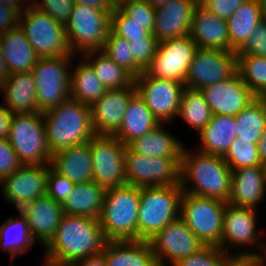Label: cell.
<instances>
[{"label":"cell","mask_w":266,"mask_h":266,"mask_svg":"<svg viewBox=\"0 0 266 266\" xmlns=\"http://www.w3.org/2000/svg\"><path fill=\"white\" fill-rule=\"evenodd\" d=\"M204 0H196L198 4H201Z\"/></svg>","instance_id":"03108f58"},{"label":"cell","mask_w":266,"mask_h":266,"mask_svg":"<svg viewBox=\"0 0 266 266\" xmlns=\"http://www.w3.org/2000/svg\"><path fill=\"white\" fill-rule=\"evenodd\" d=\"M192 181V182H191ZM193 184L187 186L188 183ZM232 170L224 157L197 150L195 154L184 145L180 160V186L184 193L227 203L231 193Z\"/></svg>","instance_id":"7a4b0ae2"},{"label":"cell","mask_w":266,"mask_h":266,"mask_svg":"<svg viewBox=\"0 0 266 266\" xmlns=\"http://www.w3.org/2000/svg\"><path fill=\"white\" fill-rule=\"evenodd\" d=\"M198 136L200 152L224 157L237 137L235 117L212 115Z\"/></svg>","instance_id":"f1b7e54d"},{"label":"cell","mask_w":266,"mask_h":266,"mask_svg":"<svg viewBox=\"0 0 266 266\" xmlns=\"http://www.w3.org/2000/svg\"><path fill=\"white\" fill-rule=\"evenodd\" d=\"M20 12L0 3V35L19 26Z\"/></svg>","instance_id":"f5cc1de1"},{"label":"cell","mask_w":266,"mask_h":266,"mask_svg":"<svg viewBox=\"0 0 266 266\" xmlns=\"http://www.w3.org/2000/svg\"><path fill=\"white\" fill-rule=\"evenodd\" d=\"M107 266H158L149 241H109L105 249Z\"/></svg>","instance_id":"f546056e"},{"label":"cell","mask_w":266,"mask_h":266,"mask_svg":"<svg viewBox=\"0 0 266 266\" xmlns=\"http://www.w3.org/2000/svg\"><path fill=\"white\" fill-rule=\"evenodd\" d=\"M237 72L255 96L266 91V57L237 55Z\"/></svg>","instance_id":"f35d334b"},{"label":"cell","mask_w":266,"mask_h":266,"mask_svg":"<svg viewBox=\"0 0 266 266\" xmlns=\"http://www.w3.org/2000/svg\"><path fill=\"white\" fill-rule=\"evenodd\" d=\"M49 165L22 164L0 181L3 197L18 211L24 205L47 195Z\"/></svg>","instance_id":"e0dca14e"},{"label":"cell","mask_w":266,"mask_h":266,"mask_svg":"<svg viewBox=\"0 0 266 266\" xmlns=\"http://www.w3.org/2000/svg\"><path fill=\"white\" fill-rule=\"evenodd\" d=\"M13 114L6 106H0V139H8Z\"/></svg>","instance_id":"db71d44e"},{"label":"cell","mask_w":266,"mask_h":266,"mask_svg":"<svg viewBox=\"0 0 266 266\" xmlns=\"http://www.w3.org/2000/svg\"><path fill=\"white\" fill-rule=\"evenodd\" d=\"M257 209L250 207H238L226 204L224 211L223 233L221 248L229 254L232 247L255 246L260 248L261 255H266V245L260 242L257 236L256 212ZM229 243V244H228ZM227 244V245H226ZM252 244V245H251ZM234 245V246H231Z\"/></svg>","instance_id":"ac0fdd59"},{"label":"cell","mask_w":266,"mask_h":266,"mask_svg":"<svg viewBox=\"0 0 266 266\" xmlns=\"http://www.w3.org/2000/svg\"><path fill=\"white\" fill-rule=\"evenodd\" d=\"M189 35L198 48L229 51L227 20L219 18L202 4L195 7Z\"/></svg>","instance_id":"cb8c5ba5"},{"label":"cell","mask_w":266,"mask_h":266,"mask_svg":"<svg viewBox=\"0 0 266 266\" xmlns=\"http://www.w3.org/2000/svg\"><path fill=\"white\" fill-rule=\"evenodd\" d=\"M51 167L75 185L92 182L93 164L89 141L54 152Z\"/></svg>","instance_id":"d4e9b609"},{"label":"cell","mask_w":266,"mask_h":266,"mask_svg":"<svg viewBox=\"0 0 266 266\" xmlns=\"http://www.w3.org/2000/svg\"><path fill=\"white\" fill-rule=\"evenodd\" d=\"M158 266H170L199 252L205 245L179 217L167 224L149 240Z\"/></svg>","instance_id":"9a60e30c"},{"label":"cell","mask_w":266,"mask_h":266,"mask_svg":"<svg viewBox=\"0 0 266 266\" xmlns=\"http://www.w3.org/2000/svg\"><path fill=\"white\" fill-rule=\"evenodd\" d=\"M8 142L21 164L49 165L52 153L46 140L43 113H14Z\"/></svg>","instance_id":"8992f818"},{"label":"cell","mask_w":266,"mask_h":266,"mask_svg":"<svg viewBox=\"0 0 266 266\" xmlns=\"http://www.w3.org/2000/svg\"><path fill=\"white\" fill-rule=\"evenodd\" d=\"M164 125L161 123L144 136L130 142L127 147L147 157L181 158L183 143L164 129Z\"/></svg>","instance_id":"4dcf8cb0"},{"label":"cell","mask_w":266,"mask_h":266,"mask_svg":"<svg viewBox=\"0 0 266 266\" xmlns=\"http://www.w3.org/2000/svg\"><path fill=\"white\" fill-rule=\"evenodd\" d=\"M247 0H204L201 4L219 18L227 20Z\"/></svg>","instance_id":"f907efd6"},{"label":"cell","mask_w":266,"mask_h":266,"mask_svg":"<svg viewBox=\"0 0 266 266\" xmlns=\"http://www.w3.org/2000/svg\"><path fill=\"white\" fill-rule=\"evenodd\" d=\"M180 160L147 157L126 147V184L140 188L180 184Z\"/></svg>","instance_id":"8fae6325"},{"label":"cell","mask_w":266,"mask_h":266,"mask_svg":"<svg viewBox=\"0 0 266 266\" xmlns=\"http://www.w3.org/2000/svg\"><path fill=\"white\" fill-rule=\"evenodd\" d=\"M32 5L63 25L69 21L74 0H32Z\"/></svg>","instance_id":"f6af8a7d"},{"label":"cell","mask_w":266,"mask_h":266,"mask_svg":"<svg viewBox=\"0 0 266 266\" xmlns=\"http://www.w3.org/2000/svg\"><path fill=\"white\" fill-rule=\"evenodd\" d=\"M235 117L237 139L257 144L266 128V112L261 103L255 99Z\"/></svg>","instance_id":"8d00e7d4"},{"label":"cell","mask_w":266,"mask_h":266,"mask_svg":"<svg viewBox=\"0 0 266 266\" xmlns=\"http://www.w3.org/2000/svg\"><path fill=\"white\" fill-rule=\"evenodd\" d=\"M81 57L93 68L95 75L108 90L123 89L134 85L135 77L125 68L117 65L102 50L88 51Z\"/></svg>","instance_id":"836d02e7"},{"label":"cell","mask_w":266,"mask_h":266,"mask_svg":"<svg viewBox=\"0 0 266 266\" xmlns=\"http://www.w3.org/2000/svg\"><path fill=\"white\" fill-rule=\"evenodd\" d=\"M257 149L261 163L266 165V128L262 134L261 140L257 143Z\"/></svg>","instance_id":"680465c9"},{"label":"cell","mask_w":266,"mask_h":266,"mask_svg":"<svg viewBox=\"0 0 266 266\" xmlns=\"http://www.w3.org/2000/svg\"><path fill=\"white\" fill-rule=\"evenodd\" d=\"M71 266H107L105 260V250L103 252L85 257L79 261H76Z\"/></svg>","instance_id":"11a10c76"},{"label":"cell","mask_w":266,"mask_h":266,"mask_svg":"<svg viewBox=\"0 0 266 266\" xmlns=\"http://www.w3.org/2000/svg\"><path fill=\"white\" fill-rule=\"evenodd\" d=\"M236 72L235 51L199 48L188 67L185 87L202 90L209 85L227 80Z\"/></svg>","instance_id":"2e32d148"},{"label":"cell","mask_w":266,"mask_h":266,"mask_svg":"<svg viewBox=\"0 0 266 266\" xmlns=\"http://www.w3.org/2000/svg\"><path fill=\"white\" fill-rule=\"evenodd\" d=\"M128 0H107V2L113 7V8H119L123 3L127 2Z\"/></svg>","instance_id":"be15d7a7"},{"label":"cell","mask_w":266,"mask_h":266,"mask_svg":"<svg viewBox=\"0 0 266 266\" xmlns=\"http://www.w3.org/2000/svg\"><path fill=\"white\" fill-rule=\"evenodd\" d=\"M129 45L135 64L144 71L155 55L158 46L156 37L133 40Z\"/></svg>","instance_id":"bcb514c9"},{"label":"cell","mask_w":266,"mask_h":266,"mask_svg":"<svg viewBox=\"0 0 266 266\" xmlns=\"http://www.w3.org/2000/svg\"><path fill=\"white\" fill-rule=\"evenodd\" d=\"M21 165L8 139H0V181L11 175Z\"/></svg>","instance_id":"681fc988"},{"label":"cell","mask_w":266,"mask_h":266,"mask_svg":"<svg viewBox=\"0 0 266 266\" xmlns=\"http://www.w3.org/2000/svg\"><path fill=\"white\" fill-rule=\"evenodd\" d=\"M237 55L251 54L266 57V20L263 19L249 36L248 40L236 52Z\"/></svg>","instance_id":"c3c4849f"},{"label":"cell","mask_w":266,"mask_h":266,"mask_svg":"<svg viewBox=\"0 0 266 266\" xmlns=\"http://www.w3.org/2000/svg\"><path fill=\"white\" fill-rule=\"evenodd\" d=\"M26 219L34 241L45 247L53 238L64 215L61 203L45 195L18 210Z\"/></svg>","instance_id":"44dd1931"},{"label":"cell","mask_w":266,"mask_h":266,"mask_svg":"<svg viewBox=\"0 0 266 266\" xmlns=\"http://www.w3.org/2000/svg\"><path fill=\"white\" fill-rule=\"evenodd\" d=\"M0 41L9 74L30 72L40 58L19 26L1 34Z\"/></svg>","instance_id":"4316f807"},{"label":"cell","mask_w":266,"mask_h":266,"mask_svg":"<svg viewBox=\"0 0 266 266\" xmlns=\"http://www.w3.org/2000/svg\"><path fill=\"white\" fill-rule=\"evenodd\" d=\"M74 183L67 177L57 173L49 164L47 195L59 203H63L72 193Z\"/></svg>","instance_id":"7dc6e473"},{"label":"cell","mask_w":266,"mask_h":266,"mask_svg":"<svg viewBox=\"0 0 266 266\" xmlns=\"http://www.w3.org/2000/svg\"><path fill=\"white\" fill-rule=\"evenodd\" d=\"M0 93L4 96V106L13 113H36V85L31 72L10 74L0 84Z\"/></svg>","instance_id":"484cf974"},{"label":"cell","mask_w":266,"mask_h":266,"mask_svg":"<svg viewBox=\"0 0 266 266\" xmlns=\"http://www.w3.org/2000/svg\"><path fill=\"white\" fill-rule=\"evenodd\" d=\"M266 196L265 166L232 170L231 193L228 204L257 209Z\"/></svg>","instance_id":"603a6c76"},{"label":"cell","mask_w":266,"mask_h":266,"mask_svg":"<svg viewBox=\"0 0 266 266\" xmlns=\"http://www.w3.org/2000/svg\"><path fill=\"white\" fill-rule=\"evenodd\" d=\"M9 75H10L9 71L7 69L5 59L1 51V41H0V84L5 80H7Z\"/></svg>","instance_id":"91938a15"},{"label":"cell","mask_w":266,"mask_h":266,"mask_svg":"<svg viewBox=\"0 0 266 266\" xmlns=\"http://www.w3.org/2000/svg\"><path fill=\"white\" fill-rule=\"evenodd\" d=\"M178 116L193 127L197 134L210 122L212 113L201 90L185 87Z\"/></svg>","instance_id":"74e56055"},{"label":"cell","mask_w":266,"mask_h":266,"mask_svg":"<svg viewBox=\"0 0 266 266\" xmlns=\"http://www.w3.org/2000/svg\"><path fill=\"white\" fill-rule=\"evenodd\" d=\"M46 140L50 152L88 142L96 135L91 106L69 98L43 113Z\"/></svg>","instance_id":"3957f363"},{"label":"cell","mask_w":266,"mask_h":266,"mask_svg":"<svg viewBox=\"0 0 266 266\" xmlns=\"http://www.w3.org/2000/svg\"><path fill=\"white\" fill-rule=\"evenodd\" d=\"M263 18L266 20V0H259Z\"/></svg>","instance_id":"e7e4bbea"},{"label":"cell","mask_w":266,"mask_h":266,"mask_svg":"<svg viewBox=\"0 0 266 266\" xmlns=\"http://www.w3.org/2000/svg\"><path fill=\"white\" fill-rule=\"evenodd\" d=\"M79 63L75 70L72 69L73 73L70 72V95L72 99L91 106L108 89L84 59Z\"/></svg>","instance_id":"e575fe53"},{"label":"cell","mask_w":266,"mask_h":266,"mask_svg":"<svg viewBox=\"0 0 266 266\" xmlns=\"http://www.w3.org/2000/svg\"><path fill=\"white\" fill-rule=\"evenodd\" d=\"M140 187L122 185L105 189L100 226L109 241L138 240Z\"/></svg>","instance_id":"277c9868"},{"label":"cell","mask_w":266,"mask_h":266,"mask_svg":"<svg viewBox=\"0 0 266 266\" xmlns=\"http://www.w3.org/2000/svg\"><path fill=\"white\" fill-rule=\"evenodd\" d=\"M25 1L26 0H0V3L4 4L5 6H9L11 8H14V9L18 10L20 13H23L27 9V7H29L32 4V3H28V5H26ZM24 4H25L26 8H25Z\"/></svg>","instance_id":"6f0895ef"},{"label":"cell","mask_w":266,"mask_h":266,"mask_svg":"<svg viewBox=\"0 0 266 266\" xmlns=\"http://www.w3.org/2000/svg\"><path fill=\"white\" fill-rule=\"evenodd\" d=\"M129 46V42L124 37L116 35L110 30L102 51L117 65L125 68L134 77H137L143 71L135 64Z\"/></svg>","instance_id":"ab89813d"},{"label":"cell","mask_w":266,"mask_h":266,"mask_svg":"<svg viewBox=\"0 0 266 266\" xmlns=\"http://www.w3.org/2000/svg\"><path fill=\"white\" fill-rule=\"evenodd\" d=\"M196 0H171L155 8L153 35L157 41L190 34Z\"/></svg>","instance_id":"7402d4cb"},{"label":"cell","mask_w":266,"mask_h":266,"mask_svg":"<svg viewBox=\"0 0 266 266\" xmlns=\"http://www.w3.org/2000/svg\"><path fill=\"white\" fill-rule=\"evenodd\" d=\"M135 93V85L107 90L91 105L92 125L96 135L114 136L119 131L126 108Z\"/></svg>","instance_id":"ffe728a7"},{"label":"cell","mask_w":266,"mask_h":266,"mask_svg":"<svg viewBox=\"0 0 266 266\" xmlns=\"http://www.w3.org/2000/svg\"><path fill=\"white\" fill-rule=\"evenodd\" d=\"M19 27L40 58L74 55L68 42L65 25L32 4L20 13Z\"/></svg>","instance_id":"ba28073f"},{"label":"cell","mask_w":266,"mask_h":266,"mask_svg":"<svg viewBox=\"0 0 266 266\" xmlns=\"http://www.w3.org/2000/svg\"><path fill=\"white\" fill-rule=\"evenodd\" d=\"M226 202L184 193L180 218L205 246L221 247Z\"/></svg>","instance_id":"9c48e42d"},{"label":"cell","mask_w":266,"mask_h":266,"mask_svg":"<svg viewBox=\"0 0 266 266\" xmlns=\"http://www.w3.org/2000/svg\"><path fill=\"white\" fill-rule=\"evenodd\" d=\"M224 160L231 170L244 167L264 166L259 158L257 144L247 143L237 138L225 154Z\"/></svg>","instance_id":"60d3db41"},{"label":"cell","mask_w":266,"mask_h":266,"mask_svg":"<svg viewBox=\"0 0 266 266\" xmlns=\"http://www.w3.org/2000/svg\"><path fill=\"white\" fill-rule=\"evenodd\" d=\"M105 189L96 182L74 185L70 196L61 203L64 214L98 219Z\"/></svg>","instance_id":"1f68e13d"},{"label":"cell","mask_w":266,"mask_h":266,"mask_svg":"<svg viewBox=\"0 0 266 266\" xmlns=\"http://www.w3.org/2000/svg\"><path fill=\"white\" fill-rule=\"evenodd\" d=\"M75 3L92 6L97 9H114L107 0H74Z\"/></svg>","instance_id":"9f6ffc18"},{"label":"cell","mask_w":266,"mask_h":266,"mask_svg":"<svg viewBox=\"0 0 266 266\" xmlns=\"http://www.w3.org/2000/svg\"><path fill=\"white\" fill-rule=\"evenodd\" d=\"M119 9L131 19L132 22L145 25V30L153 34L155 25V8L146 0H128L123 3Z\"/></svg>","instance_id":"7bdbcfd3"},{"label":"cell","mask_w":266,"mask_h":266,"mask_svg":"<svg viewBox=\"0 0 266 266\" xmlns=\"http://www.w3.org/2000/svg\"><path fill=\"white\" fill-rule=\"evenodd\" d=\"M161 123L136 92L130 99L119 131L114 135L126 146Z\"/></svg>","instance_id":"83f0119b"},{"label":"cell","mask_w":266,"mask_h":266,"mask_svg":"<svg viewBox=\"0 0 266 266\" xmlns=\"http://www.w3.org/2000/svg\"><path fill=\"white\" fill-rule=\"evenodd\" d=\"M256 99L261 103L266 112V91L261 92L258 96H256Z\"/></svg>","instance_id":"6125c7cd"},{"label":"cell","mask_w":266,"mask_h":266,"mask_svg":"<svg viewBox=\"0 0 266 266\" xmlns=\"http://www.w3.org/2000/svg\"><path fill=\"white\" fill-rule=\"evenodd\" d=\"M93 181L104 189L126 184L125 151L126 145L117 137L110 135H94L89 140Z\"/></svg>","instance_id":"4fadbf2b"},{"label":"cell","mask_w":266,"mask_h":266,"mask_svg":"<svg viewBox=\"0 0 266 266\" xmlns=\"http://www.w3.org/2000/svg\"><path fill=\"white\" fill-rule=\"evenodd\" d=\"M182 194L180 184L140 188L138 240L148 241L180 217Z\"/></svg>","instance_id":"5b68a950"},{"label":"cell","mask_w":266,"mask_h":266,"mask_svg":"<svg viewBox=\"0 0 266 266\" xmlns=\"http://www.w3.org/2000/svg\"><path fill=\"white\" fill-rule=\"evenodd\" d=\"M112 10L74 4L69 21L65 25L73 54L81 55L88 51L103 49L111 27Z\"/></svg>","instance_id":"52a82bcc"},{"label":"cell","mask_w":266,"mask_h":266,"mask_svg":"<svg viewBox=\"0 0 266 266\" xmlns=\"http://www.w3.org/2000/svg\"><path fill=\"white\" fill-rule=\"evenodd\" d=\"M227 253L217 246H204L199 252L183 258L172 266H223Z\"/></svg>","instance_id":"ee69618b"},{"label":"cell","mask_w":266,"mask_h":266,"mask_svg":"<svg viewBox=\"0 0 266 266\" xmlns=\"http://www.w3.org/2000/svg\"><path fill=\"white\" fill-rule=\"evenodd\" d=\"M109 240L99 219L64 214L53 238L44 247V262L71 266L76 261L103 252Z\"/></svg>","instance_id":"6da1fadb"},{"label":"cell","mask_w":266,"mask_h":266,"mask_svg":"<svg viewBox=\"0 0 266 266\" xmlns=\"http://www.w3.org/2000/svg\"><path fill=\"white\" fill-rule=\"evenodd\" d=\"M259 0H247L227 19L229 51L237 52L263 20Z\"/></svg>","instance_id":"d6a6232c"},{"label":"cell","mask_w":266,"mask_h":266,"mask_svg":"<svg viewBox=\"0 0 266 266\" xmlns=\"http://www.w3.org/2000/svg\"><path fill=\"white\" fill-rule=\"evenodd\" d=\"M151 6L154 8H158L160 6L165 5L167 2L171 0H146Z\"/></svg>","instance_id":"94428289"},{"label":"cell","mask_w":266,"mask_h":266,"mask_svg":"<svg viewBox=\"0 0 266 266\" xmlns=\"http://www.w3.org/2000/svg\"><path fill=\"white\" fill-rule=\"evenodd\" d=\"M201 91L212 115L235 116L256 99L238 72Z\"/></svg>","instance_id":"d6986e66"},{"label":"cell","mask_w":266,"mask_h":266,"mask_svg":"<svg viewBox=\"0 0 266 266\" xmlns=\"http://www.w3.org/2000/svg\"><path fill=\"white\" fill-rule=\"evenodd\" d=\"M18 213L17 219L11 217L0 226V250L2 247L11 254V262L19 254L29 251L36 243L30 234L26 219Z\"/></svg>","instance_id":"d590c367"},{"label":"cell","mask_w":266,"mask_h":266,"mask_svg":"<svg viewBox=\"0 0 266 266\" xmlns=\"http://www.w3.org/2000/svg\"><path fill=\"white\" fill-rule=\"evenodd\" d=\"M198 49L190 35L160 41L144 71L154 78L185 84L188 67Z\"/></svg>","instance_id":"7c38bea8"},{"label":"cell","mask_w":266,"mask_h":266,"mask_svg":"<svg viewBox=\"0 0 266 266\" xmlns=\"http://www.w3.org/2000/svg\"><path fill=\"white\" fill-rule=\"evenodd\" d=\"M136 92L160 123L166 125L178 116L185 84L149 76L143 71L135 77Z\"/></svg>","instance_id":"5bb4252c"},{"label":"cell","mask_w":266,"mask_h":266,"mask_svg":"<svg viewBox=\"0 0 266 266\" xmlns=\"http://www.w3.org/2000/svg\"><path fill=\"white\" fill-rule=\"evenodd\" d=\"M43 266H51V265H48V264H46V263H43Z\"/></svg>","instance_id":"003e7915"},{"label":"cell","mask_w":266,"mask_h":266,"mask_svg":"<svg viewBox=\"0 0 266 266\" xmlns=\"http://www.w3.org/2000/svg\"><path fill=\"white\" fill-rule=\"evenodd\" d=\"M236 254V255H235ZM223 266H266V255L259 252L241 251L240 253L228 254Z\"/></svg>","instance_id":"816d5d0a"},{"label":"cell","mask_w":266,"mask_h":266,"mask_svg":"<svg viewBox=\"0 0 266 266\" xmlns=\"http://www.w3.org/2000/svg\"><path fill=\"white\" fill-rule=\"evenodd\" d=\"M110 30L128 42L137 39H150L153 34L145 30V25L132 22L119 8H114L111 12Z\"/></svg>","instance_id":"b9f144b4"},{"label":"cell","mask_w":266,"mask_h":266,"mask_svg":"<svg viewBox=\"0 0 266 266\" xmlns=\"http://www.w3.org/2000/svg\"><path fill=\"white\" fill-rule=\"evenodd\" d=\"M73 57L76 56L39 58L31 69L38 112L44 113L71 98L69 69Z\"/></svg>","instance_id":"30bf717a"}]
</instances>
